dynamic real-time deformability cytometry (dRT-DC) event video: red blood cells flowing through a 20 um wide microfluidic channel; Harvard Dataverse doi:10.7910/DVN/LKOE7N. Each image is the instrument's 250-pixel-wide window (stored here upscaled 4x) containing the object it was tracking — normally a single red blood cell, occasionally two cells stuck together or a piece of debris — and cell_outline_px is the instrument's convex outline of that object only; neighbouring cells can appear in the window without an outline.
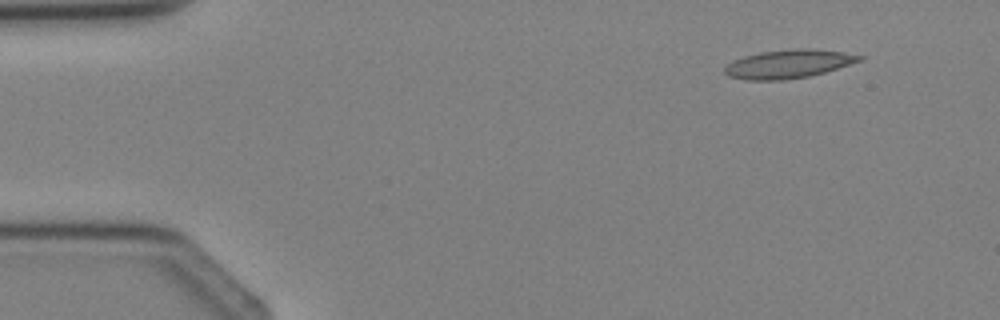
{"species": "Egyptian fruit bat (a non-hibernating species)", "species_latin": "Rousettus aegyptiacus", "temperature_condition": "cold", "stored_images_in_passage": 2, "camera_frame_rate_fps": 3000, "um_per_image_px": 0.085, "animal": {"sex": "female"}, "frame": {"image": 1, "passage_image": 1, "time_ms": 0.0, "image_size_px": [1000, 320], "cell_outline_px": [[864, 60], [824, 72], [808, 76], [784, 80], [744, 80], [728, 76], [724, 72], [724, 68], [732, 60], [744, 56], [760, 52], [792, 48], [816, 48], [844, 52], [864, 56]], "centroid_in_image_um": [67.02, 5.42], "position_along_channel_um": 18.0, "area_um2": 22.66}}